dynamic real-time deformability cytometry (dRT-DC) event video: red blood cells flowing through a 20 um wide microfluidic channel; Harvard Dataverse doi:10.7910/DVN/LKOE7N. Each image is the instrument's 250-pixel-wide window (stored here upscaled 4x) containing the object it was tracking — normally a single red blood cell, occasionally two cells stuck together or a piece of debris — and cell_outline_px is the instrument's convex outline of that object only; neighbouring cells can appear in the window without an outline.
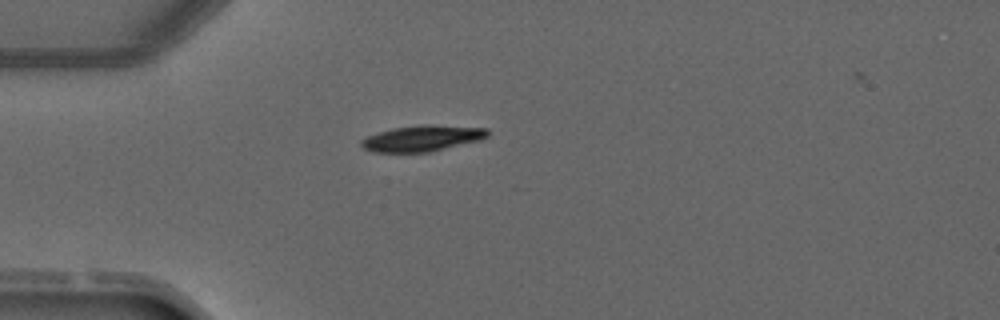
{"species": "common noctule bat (a hibernating species)", "species_latin": "Nyctalus noctula", "temperature_condition": "warm", "stored_images_in_passage": 1, "camera_frame_rate_fps": 3000, "um_per_image_px": 0.085, "animal": {"sex": "male", "forearm_length_mm": 52.5}, "frame": {"image": 1, "passage_image": 1, "time_ms": 0.0, "image_size_px": [1000, 320], "cell_outline_px": [[488, 136], [480, 140], [428, 152], [372, 152], [364, 148], [360, 144], [360, 140], [368, 136], [392, 128], [488, 128]], "centroid_in_image_um": [35.8, 11.83], "position_along_channel_um": 49.2, "area_um2": 17.57}}